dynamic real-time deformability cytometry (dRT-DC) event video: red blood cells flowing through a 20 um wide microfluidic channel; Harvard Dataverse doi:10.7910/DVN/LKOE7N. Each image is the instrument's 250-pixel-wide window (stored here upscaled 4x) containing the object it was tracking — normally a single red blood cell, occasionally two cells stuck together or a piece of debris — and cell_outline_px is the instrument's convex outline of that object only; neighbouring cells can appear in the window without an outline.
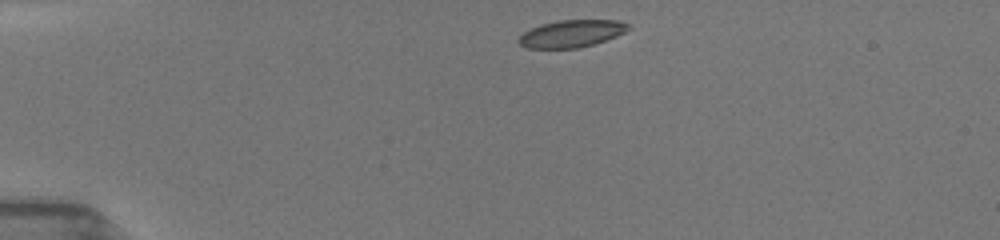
{"species": "common noctule bat (a hibernating species)", "species_latin": "Nyctalus noctula", "temperature_condition": "room temperature", "stored_images_in_passage": 14, "camera_frame_rate_fps": 3000, "um_per_image_px": 0.085, "animal": {"sex": "female", "body_mass_g": 19.5, "forearm_length_mm": 54.1}, "frame": {"image": 1, "passage_image": 1, "time_ms": 0.0, "image_size_px": [1000, 240], "cell_outline_px": [[632, 28], [616, 36], [580, 48], [528, 48], [520, 44], [516, 40], [524, 32], [540, 24], [556, 20], [620, 20], [632, 24]], "centroid_in_image_um": [48.61, 2.84], "position_along_channel_um": 36.4, "area_um2": 17.51}}